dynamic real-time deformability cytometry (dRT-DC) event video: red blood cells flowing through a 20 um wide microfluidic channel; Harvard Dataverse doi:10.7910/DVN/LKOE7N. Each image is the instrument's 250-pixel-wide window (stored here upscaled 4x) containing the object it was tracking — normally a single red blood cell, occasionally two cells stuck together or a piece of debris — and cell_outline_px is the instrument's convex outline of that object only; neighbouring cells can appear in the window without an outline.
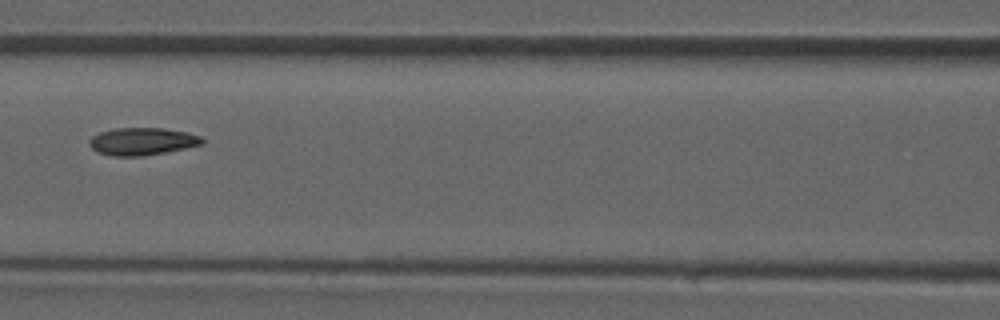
{"species": "common noctule bat (a hibernating species)", "species_latin": "Nyctalus noctula", "temperature_condition": "room temperature", "stored_images_in_passage": 44, "camera_frame_rate_fps": 3000, "um_per_image_px": 0.085, "animal": {"sex": "male", "forearm_length_mm": 52.5}, "frame": {"image": 1, "passage_image": 19, "time_ms": 6.0, "image_size_px": [1000, 320], "cell_outline_px": [[204, 144], [168, 152], [140, 156], [112, 156], [96, 152], [88, 144], [88, 140], [92, 136], [100, 132], [116, 128], [164, 128], [188, 132], [200, 136], [204, 140]], "centroid_in_image_um": [12.09, 12.02], "position_along_channel_um": 154.5, "area_um2": 18.26}}